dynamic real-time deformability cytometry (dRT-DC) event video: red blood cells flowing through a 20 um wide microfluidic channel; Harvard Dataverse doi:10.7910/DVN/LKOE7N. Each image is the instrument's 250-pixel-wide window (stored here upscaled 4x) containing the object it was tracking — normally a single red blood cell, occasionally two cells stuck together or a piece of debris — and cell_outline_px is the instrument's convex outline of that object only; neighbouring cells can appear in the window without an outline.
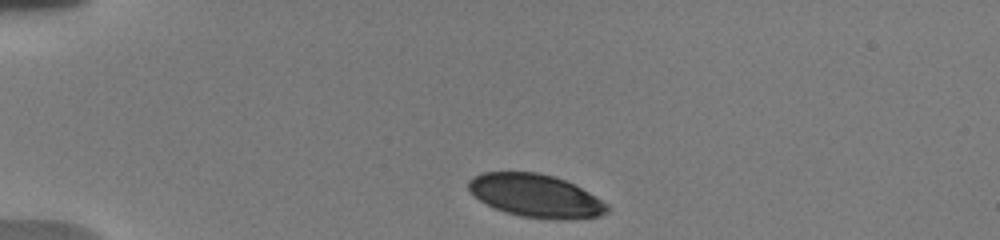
{"species": "human", "species_latin": "Homo sapiens", "temperature_condition": "warm", "stored_images_in_passage": 63, "camera_frame_rate_fps": 3000, "um_per_image_px": 0.085, "donor": {"sex": "male"}, "frame": {"image": 1, "passage_image": 1, "time_ms": 0.0, "image_size_px": [1000, 240], "cell_outline_px": [[608, 212], [600, 216], [568, 220], [560, 220], [520, 216], [504, 212], [480, 200], [468, 188], [468, 180], [472, 176], [484, 172], [536, 172], [552, 176], [564, 180], [596, 196], [608, 204]], "centroid_in_image_um": [45.54, 16.65], "position_along_channel_um": 39.5, "area_um2": 34.56}}
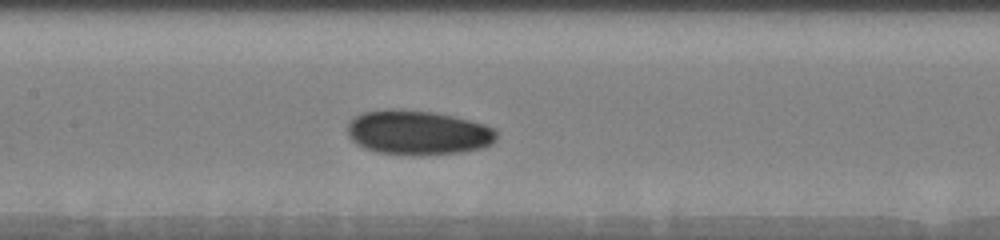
{"frame": {"image": 2, "passage_image": 26, "time_ms": 5.0, "image_size_px": [1000, 240], "cell_outline_px": [[496, 140], [492, 144], [484, 148], [460, 152], [428, 156], [412, 156], [376, 152], [364, 148], [356, 144], [348, 136], [348, 120], [360, 112], [388, 108], [392, 108], [432, 112], [452, 116], [484, 124], [496, 128]], "centroid_in_image_um": [35.5, 11.28], "position_along_channel_um": 171.9, "area_um2": 39.42}}
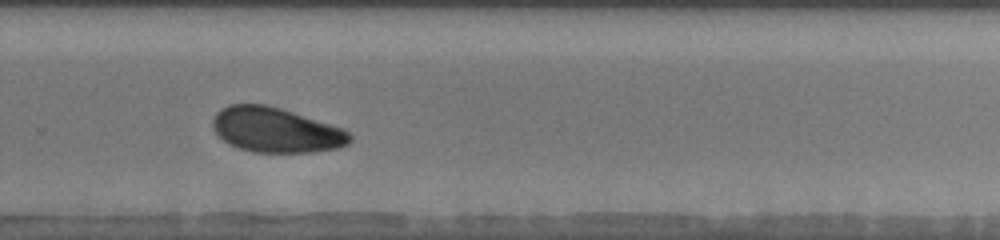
{"frame": {"image": 3, "passage_image": 44, "time_ms": 8.667, "image_size_px": [1000, 240], "cell_outline_px": [[352, 140], [348, 144], [340, 148], [312, 152], [252, 152], [228, 144], [212, 128], [212, 120], [216, 112], [220, 108], [228, 104], [264, 104], [280, 108], [344, 128], [352, 136]], "centroid_in_image_um": [23.45, 11.05], "position_along_channel_um": 306.3, "area_um2": 36.01}, "authors_computed_cell_mechanics": {"area_um2": 36.5874, "velocity_mm_per_s": 3.6801, "shape_relaxation_time_tau1_ms": 2.2529, "shape_relaxation_time_tau2_ms": null, "deformation_change_tau1": 0.0735, "deformation_change_tau2": null}}